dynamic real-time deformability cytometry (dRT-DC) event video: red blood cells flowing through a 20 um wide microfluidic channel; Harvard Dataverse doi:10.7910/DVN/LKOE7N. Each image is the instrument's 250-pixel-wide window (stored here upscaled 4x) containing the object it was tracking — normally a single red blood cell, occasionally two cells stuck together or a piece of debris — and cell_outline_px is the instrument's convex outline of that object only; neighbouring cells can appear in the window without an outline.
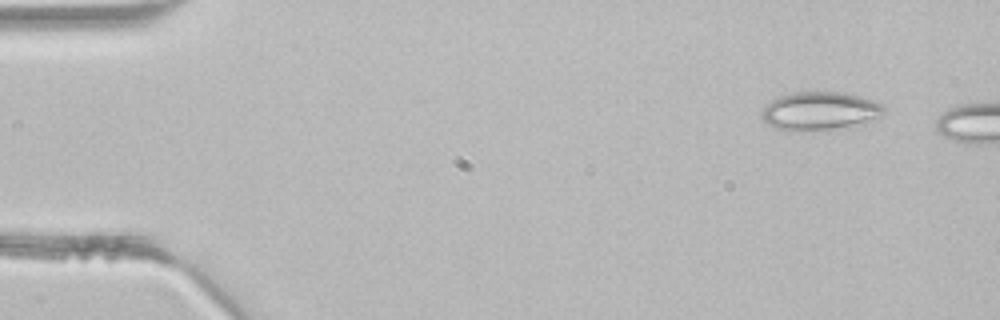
{"species": "common noctule bat (a hibernating species)", "species_latin": "Nyctalus noctula", "temperature_condition": "room temperature", "stored_images_in_passage": 2, "camera_frame_rate_fps": 3000, "um_per_image_px": 0.085, "animal": {"sex": "male", "body_mass_g": 21.5, "forearm_length_mm": 52.0}, "frame": {"image": 1, "passage_image": 1, "time_ms": 0.0, "image_size_px": [1000, 320], "cell_outline_px": [[888, 112], [864, 124], [804, 132], [788, 132], [772, 128], [760, 116], [764, 108], [772, 100], [780, 96], [796, 92], [844, 92], [860, 96], [884, 104]], "centroid_in_image_um": [69.71, 9.46], "position_along_channel_um": 15.3, "area_um2": 27.8}}